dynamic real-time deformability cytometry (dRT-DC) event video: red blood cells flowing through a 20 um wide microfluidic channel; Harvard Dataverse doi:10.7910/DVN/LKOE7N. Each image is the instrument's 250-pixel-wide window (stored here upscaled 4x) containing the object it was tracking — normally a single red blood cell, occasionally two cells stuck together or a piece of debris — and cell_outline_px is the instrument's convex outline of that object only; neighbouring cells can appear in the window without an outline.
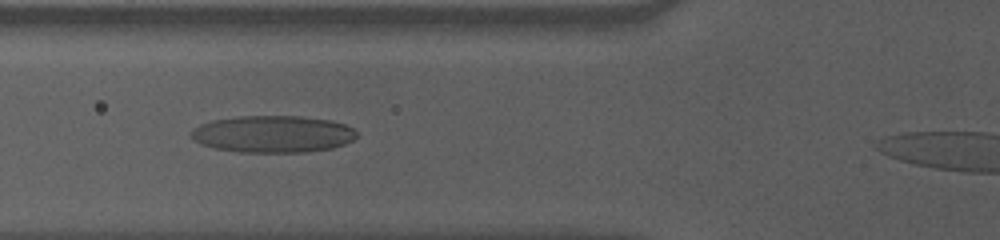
{"species": "human", "species_latin": "Homo sapiens", "temperature_condition": "cold", "stored_images_in_passage": 33, "camera_frame_rate_fps": 3000, "um_per_image_px": 0.085, "donor": {"sex": "male"}, "frame": {"image": 1, "passage_image": 4, "time_ms": 1.0, "image_size_px": [1000, 240], "cell_outline_px": [[356, 136], [352, 140], [344, 144], [332, 148], [308, 152], [240, 152], [212, 148], [200, 144], [192, 140], [192, 128], [200, 124], [212, 120], [240, 116], [300, 116], [332, 120], [344, 124], [352, 128], [356, 132]], "centroid_in_image_um": [23.17, 11.39], "position_along_channel_um": 102.6, "area_um2": 35.84}}
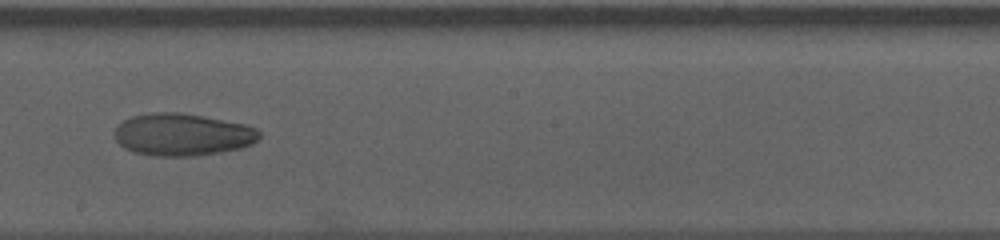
{"frame": {"image": 2, "passage_image": 15, "time_ms": 4.667, "image_size_px": [1000, 240], "cell_outline_px": [[260, 136], [252, 144], [240, 148], [220, 152], [196, 156], [156, 156], [132, 152], [124, 148], [116, 140], [116, 124], [132, 116], [152, 112], [180, 112], [204, 116], [248, 124], [256, 128], [260, 132]], "centroid_in_image_um": [15.51, 11.43], "position_along_channel_um": 232.7, "area_um2": 35.95}}
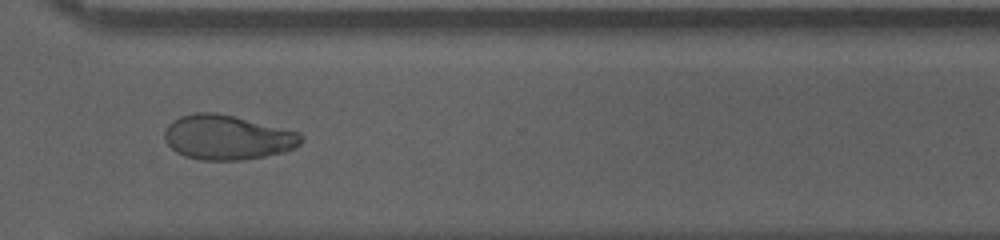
{"frame": {"image": 3, "passage_image": 25, "time_ms": 8.0, "image_size_px": [1000, 240], "cell_outline_px": [[304, 140], [300, 144], [284, 152], [244, 160], [200, 160], [184, 156], [176, 152], [168, 144], [164, 136], [164, 132], [168, 124], [172, 120], [180, 116], [196, 112], [216, 112], [236, 116], [300, 132], [304, 136]], "centroid_in_image_um": [19.33, 11.67], "position_along_channel_um": 351.3, "area_um2": 35.84}, "authors_computed_cell_mechanics": {"area_um2": 35.6626, "velocity_mm_per_s": 3.547, "shape_relaxation_time_tau1_ms": null, "shape_relaxation_time_tau2_ms": 6.8812, "deformation_change_tau1": null, "deformation_change_tau2": 0.1038}}